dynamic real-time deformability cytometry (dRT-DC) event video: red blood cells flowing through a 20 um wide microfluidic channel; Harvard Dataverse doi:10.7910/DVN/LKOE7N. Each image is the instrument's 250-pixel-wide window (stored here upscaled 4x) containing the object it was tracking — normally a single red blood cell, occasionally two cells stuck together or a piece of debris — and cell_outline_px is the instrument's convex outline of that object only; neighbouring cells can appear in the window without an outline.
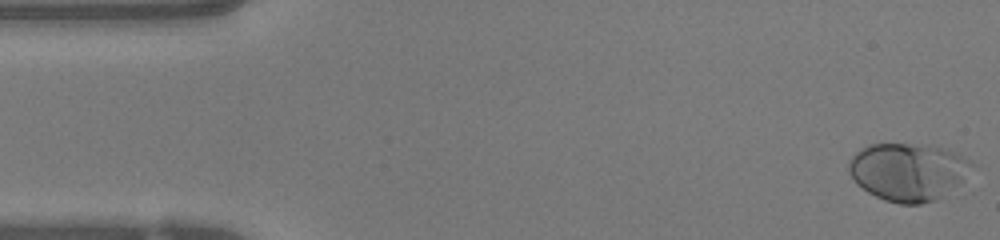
{"species": "human", "species_latin": "Homo sapiens", "temperature_condition": "warm", "stored_images_in_passage": 48, "camera_frame_rate_fps": 3000, "um_per_image_px": 0.085, "donor": {"sex": "female"}, "frame": {"image": 1, "passage_image": 1, "time_ms": 0.0, "image_size_px": [1000, 240], "cell_outline_px": [[980, 168], [936, 200], [920, 204], [900, 204], [884, 200], [868, 192], [856, 184], [848, 172], [848, 164], [852, 156], [860, 148], [868, 144], [932, 144], [948, 148], [972, 160]], "centroid_in_image_um": [77.26, 14.57], "position_along_channel_um": 7.7, "area_um2": 42.43}}
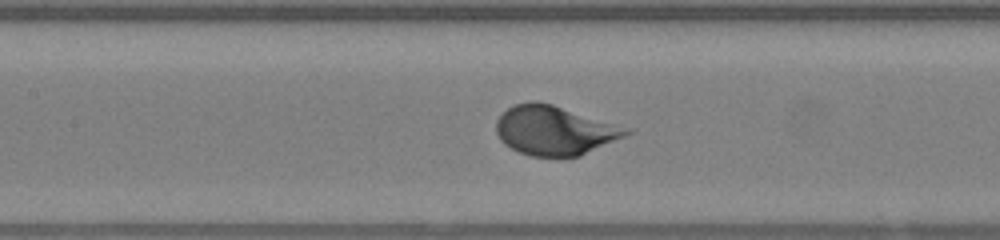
{"frame": {"image": 2, "passage_image": 21, "time_ms": 6.667, "image_size_px": [1000, 240], "cell_outline_px": [[632, 132], [624, 136], [580, 156], [532, 156], [520, 152], [504, 144], [500, 140], [496, 132], [496, 120], [508, 108], [516, 104], [532, 100], [536, 100], [552, 104], [632, 128]], "centroid_in_image_um": [47.14, 11.07], "position_along_channel_um": 160.3, "area_um2": 37.22}}
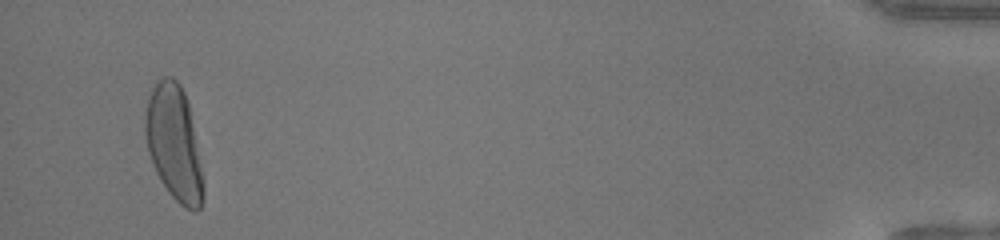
{"frame": {"image": 3, "passage_image": 46, "time_ms": 15.0, "image_size_px": [1000, 240], "cell_outline_px": [[204, 196], [200, 208], [184, 208], [168, 192], [160, 180], [152, 164], [148, 152], [144, 132], [144, 116], [148, 96], [156, 80], [160, 76], [172, 76], [180, 84], [184, 92], [188, 104], [204, 180]], "centroid_in_image_um": [14.76, 12.13], "position_along_channel_um": 420.4, "area_um2": 38.96}}